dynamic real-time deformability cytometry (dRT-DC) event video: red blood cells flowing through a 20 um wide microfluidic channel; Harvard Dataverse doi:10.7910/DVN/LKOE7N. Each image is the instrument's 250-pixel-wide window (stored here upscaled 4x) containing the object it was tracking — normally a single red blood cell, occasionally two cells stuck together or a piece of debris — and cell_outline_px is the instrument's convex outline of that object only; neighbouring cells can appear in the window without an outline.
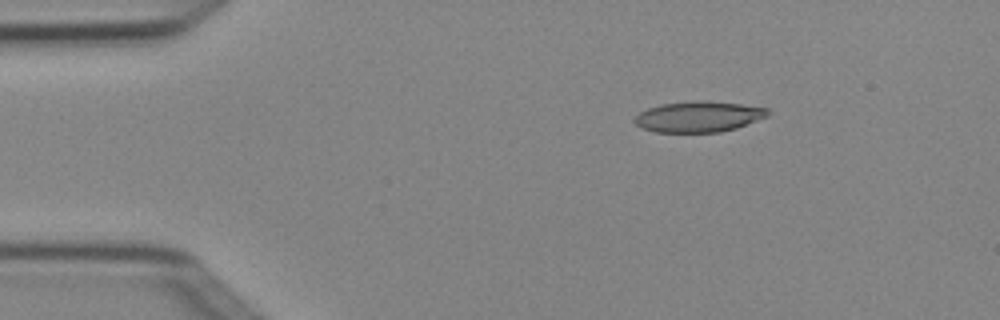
{"species": "Egyptian fruit bat (a non-hibernating species)", "species_latin": "Rousettus aegyptiacus", "temperature_condition": "cold", "stored_images_in_passage": 3, "camera_frame_rate_fps": 3000, "um_per_image_px": 0.085, "animal": {"sex": "female"}, "frame": {"image": 1, "passage_image": 1, "time_ms": 0.0, "image_size_px": [1000, 320], "cell_outline_px": [[768, 116], [736, 128], [720, 132], [656, 132], [644, 128], [636, 124], [632, 120], [640, 112], [648, 108], [660, 104], [700, 100], [708, 100], [740, 104], [768, 108]], "centroid_in_image_um": [59.38, 9.91], "position_along_channel_um": 25.6, "area_um2": 23.81}}
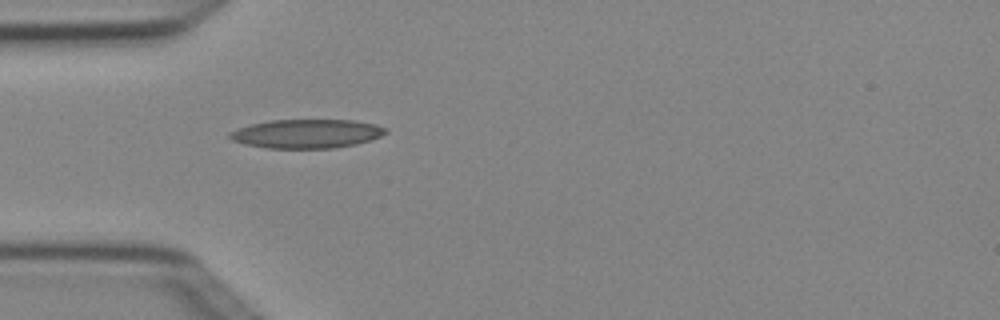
{"frame": {"image": 2, "passage_image": 3, "time_ms": 0.667, "image_size_px": [1000, 320], "cell_outline_px": [[388, 132], [372, 140], [356, 144], [332, 148], [268, 148], [244, 144], [232, 140], [228, 136], [228, 132], [236, 128], [252, 124], [272, 120], [352, 120], [376, 124], [388, 128]], "centroid_in_image_um": [26.08, 11.36], "position_along_channel_um": 58.9, "area_um2": 26.36}}